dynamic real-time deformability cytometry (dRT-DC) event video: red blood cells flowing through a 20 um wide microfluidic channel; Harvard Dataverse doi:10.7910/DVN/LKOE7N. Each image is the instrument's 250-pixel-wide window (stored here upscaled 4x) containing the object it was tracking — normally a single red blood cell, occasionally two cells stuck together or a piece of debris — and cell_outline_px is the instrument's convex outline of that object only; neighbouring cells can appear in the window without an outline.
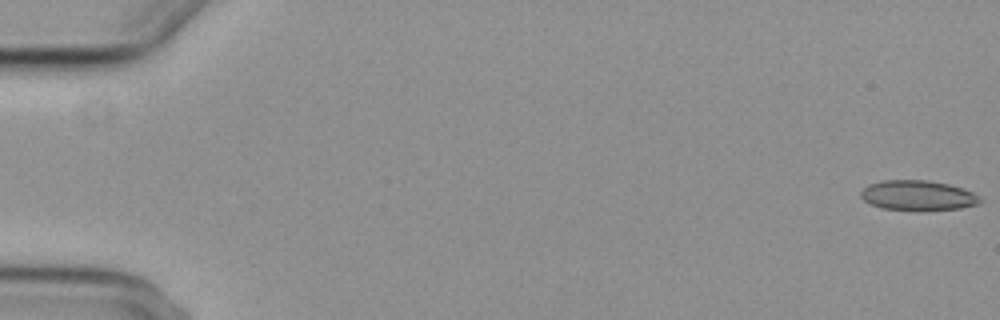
{"species": "common noctule bat (a hibernating species)", "species_latin": "Nyctalus noctula", "temperature_condition": "cold", "stored_images_in_passage": 8, "segment_of_instrument_passage": [1, 2], "camera_frame_rate_fps": 3000, "um_per_image_px": 0.085, "animal": {"sex": "female", "body_mass_g": 29.2, "forearm_length_mm": 56.3}, "frame": {"image": 1, "passage_image": 1, "time_ms": 0.0, "image_size_px": [1000, 320], "cell_outline_px": [[984, 200], [980, 204], [960, 208], [920, 212], [884, 208], [872, 204], [864, 200], [860, 196], [860, 192], [868, 184], [880, 180], [928, 180], [948, 184], [972, 192]], "centroid_in_image_um": [78.03, 16.63], "position_along_channel_um": 7.0, "area_um2": 21.21}}